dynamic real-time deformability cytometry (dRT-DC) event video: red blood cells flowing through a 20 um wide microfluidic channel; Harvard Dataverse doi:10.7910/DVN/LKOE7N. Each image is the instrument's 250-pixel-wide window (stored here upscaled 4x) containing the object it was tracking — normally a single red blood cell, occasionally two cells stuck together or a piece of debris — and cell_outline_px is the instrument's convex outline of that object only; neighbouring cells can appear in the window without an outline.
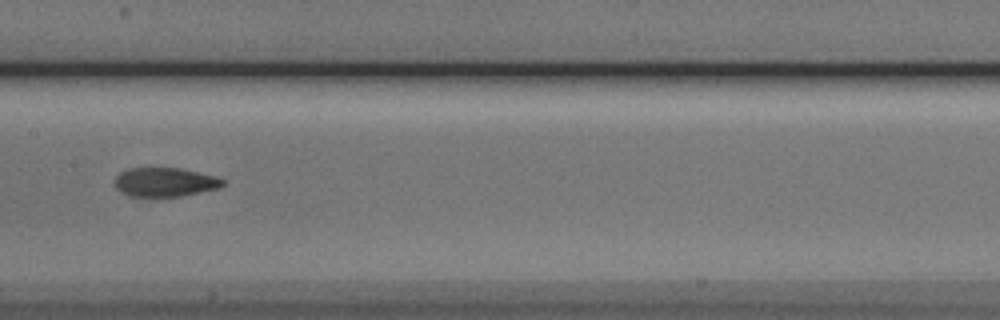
{"species": "Egyptian fruit bat (a non-hibernating species)", "species_latin": "Rousettus aegyptiacus", "temperature_condition": "cold", "stored_images_in_passage": 11, "camera_frame_rate_fps": 3000, "um_per_image_px": 0.085, "animal": {"sex": "male"}, "frame": {"image": 1, "passage_image": 7, "time_ms": 6.667, "image_size_px": [1000, 320], "cell_outline_px": [[224, 184], [216, 188], [180, 196], [156, 200], [128, 196], [120, 192], [116, 188], [116, 176], [120, 172], [128, 168], [180, 168], [212, 176], [224, 180]], "centroid_in_image_um": [13.91, 15.53], "position_along_channel_um": 193.5, "area_um2": 18.61}}
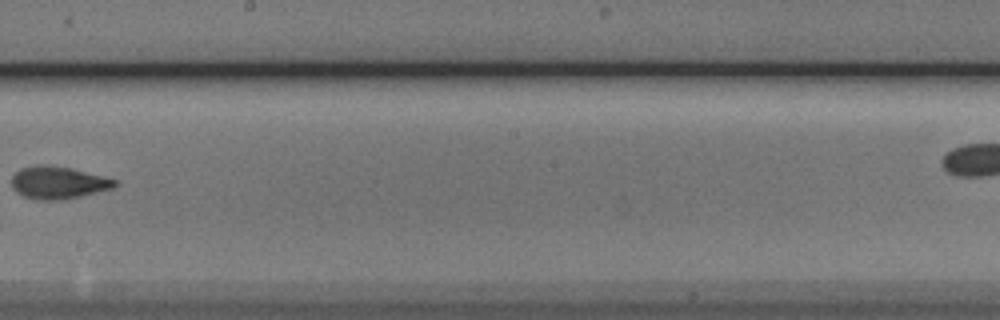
{"frame": {"image": 2, "passage_image": 8, "time_ms": 8.0, "image_size_px": [1000, 320], "cell_outline_px": [[120, 184], [112, 188], [64, 200], [36, 200], [24, 196], [16, 192], [12, 188], [12, 176], [20, 168], [36, 164], [40, 164], [68, 168], [104, 176], [116, 180]], "centroid_in_image_um": [4.92, 15.53], "position_along_channel_um": 243.3, "area_um2": 19.48}}
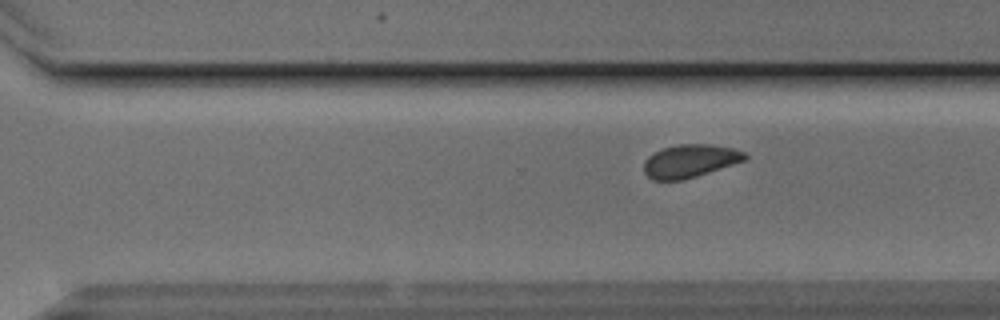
{"frame": {"image": 3, "passage_image": 11, "time_ms": 12.0, "image_size_px": [1000, 320], "cell_outline_px": [[748, 160], [684, 180], [652, 180], [644, 172], [644, 160], [648, 156], [664, 148], [680, 144], [712, 144], [732, 148], [744, 152], [748, 156]], "centroid_in_image_um": [58.68, 13.69], "position_along_channel_um": 311.9, "area_um2": 19.54}}